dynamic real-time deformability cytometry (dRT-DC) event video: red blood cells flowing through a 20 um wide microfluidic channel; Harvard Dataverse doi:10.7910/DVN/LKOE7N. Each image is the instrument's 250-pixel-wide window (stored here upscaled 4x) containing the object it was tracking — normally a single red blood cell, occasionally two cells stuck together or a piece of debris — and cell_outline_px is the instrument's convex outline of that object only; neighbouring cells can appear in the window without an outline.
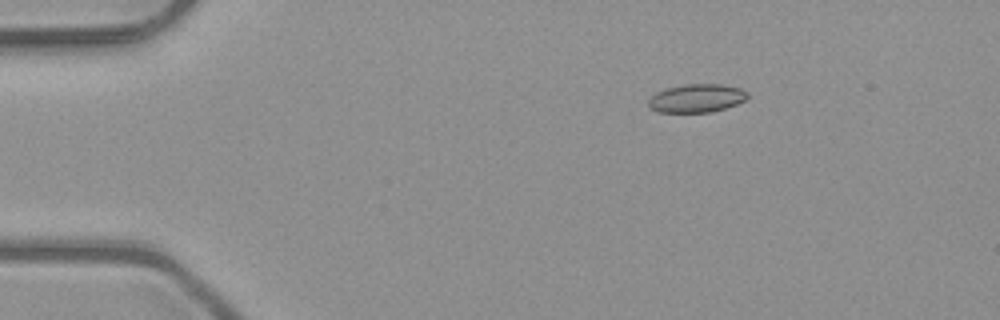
{"species": "common noctule bat (a hibernating species)", "species_latin": "Nyctalus noctula", "temperature_condition": "room temperature", "stored_images_in_passage": 4, "camera_frame_rate_fps": 3000, "um_per_image_px": 0.085, "animal": {"sex": "male", "body_mass_g": 23.1, "forearm_length_mm": 52.7}, "frame": {"image": 1, "passage_image": 2, "time_ms": 0.333, "image_size_px": [1000, 320], "cell_outline_px": [[748, 96], [744, 100], [736, 104], [712, 112], [660, 112], [652, 108], [648, 104], [648, 100], [656, 92], [668, 88], [684, 84], [720, 84], [740, 88], [748, 92]], "centroid_in_image_um": [59.22, 8.34], "position_along_channel_um": 25.8, "area_um2": 16.18}}